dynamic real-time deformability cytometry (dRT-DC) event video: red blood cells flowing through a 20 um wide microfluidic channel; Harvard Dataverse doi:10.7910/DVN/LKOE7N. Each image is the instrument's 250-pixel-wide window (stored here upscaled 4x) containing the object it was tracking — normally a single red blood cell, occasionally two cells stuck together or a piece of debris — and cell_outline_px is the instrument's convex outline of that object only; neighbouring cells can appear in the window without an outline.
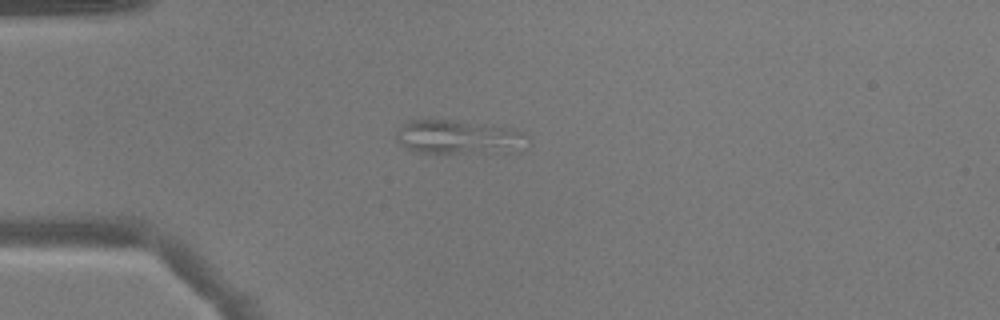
{"species": "common noctule bat (a hibernating species)", "species_latin": "Nyctalus noctula", "temperature_condition": "warm", "stored_images_in_passage": 38, "camera_frame_rate_fps": 3000, "um_per_image_px": 0.085, "animal": {"sex": "male", "body_mass_g": 17.9}, "frame": {"image": 1, "passage_image": 1, "time_ms": 0.0, "image_size_px": [1000, 320], "cell_outline_px": [[528, 148], [520, 152], [424, 152], [408, 148], [400, 144], [396, 136], [396, 132], [408, 120], [436, 116], [516, 128], [528, 136]], "centroid_in_image_um": [39.08, 11.59], "position_along_channel_um": 45.9, "area_um2": 27.17}}
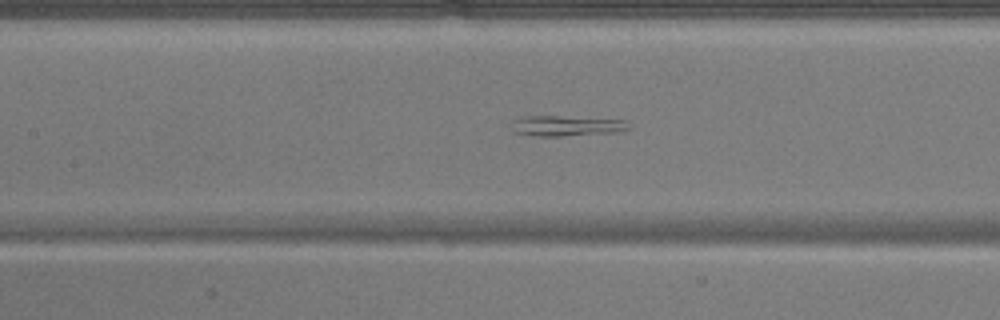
{"frame": {"image": 2, "passage_image": 11, "time_ms": 3.333, "image_size_px": [1000, 320], "cell_outline_px": [[632, 128], [616, 132], [560, 136], [532, 136], [512, 132], [512, 120], [524, 116], [556, 116], [628, 120]], "centroid_in_image_um": [48.14, 10.7], "position_along_channel_um": 159.3, "area_um2": 14.1}}
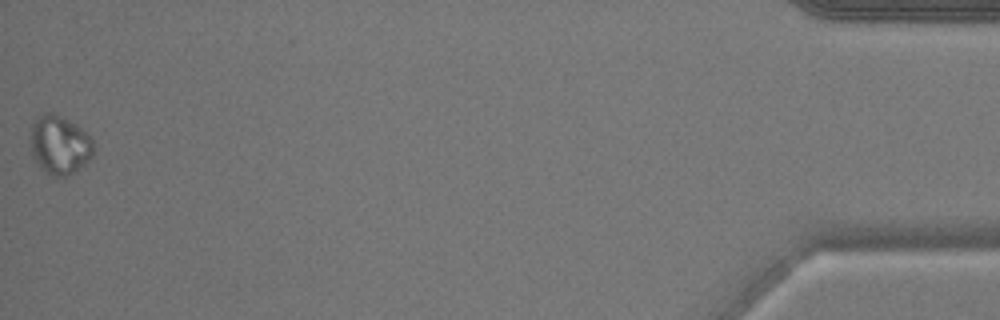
{"frame": {"image": 3, "passage_image": 38, "time_ms": 12.333, "image_size_px": [1000, 320], "cell_outline_px": [[92, 156], [84, 164], [72, 172], [64, 176], [52, 176], [44, 172], [40, 168], [32, 156], [28, 144], [28, 140], [32, 124], [36, 116], [44, 112], [52, 112], [76, 124], [92, 136]], "centroid_in_image_um": [4.99, 12.28], "position_along_channel_um": 430.2, "area_um2": 21.96}}